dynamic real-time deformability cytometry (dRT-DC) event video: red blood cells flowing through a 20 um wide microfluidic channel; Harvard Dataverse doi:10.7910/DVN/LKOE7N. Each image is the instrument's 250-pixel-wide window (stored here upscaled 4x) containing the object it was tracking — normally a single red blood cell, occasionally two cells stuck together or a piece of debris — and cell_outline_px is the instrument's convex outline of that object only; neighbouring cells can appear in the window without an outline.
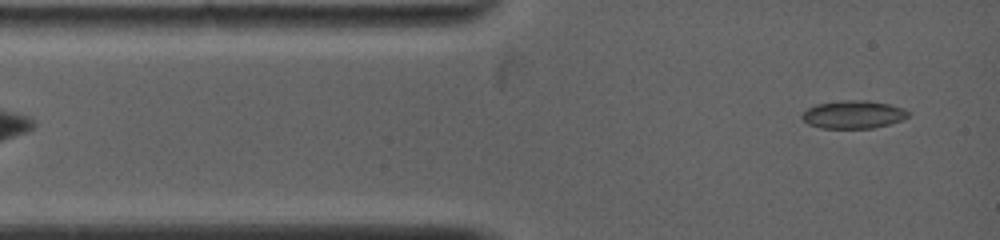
{"species": "common noctule bat (a hibernating species)", "species_latin": "Nyctalus noctula", "temperature_condition": "warm", "stored_images_in_passage": 7, "camera_frame_rate_fps": 5000, "um_per_image_px": 0.085, "animal": {"sex": "female", "body_mass_g": 19.0, "forearm_length_mm": 53.3}, "frame": {"image": 1, "passage_image": 1, "time_ms": 0.0, "image_size_px": [1000, 240], "cell_outline_px": [[912, 112], [908, 116], [900, 120], [888, 124], [872, 128], [820, 128], [808, 124], [800, 116], [808, 108], [816, 104], [840, 100], [868, 100], [888, 104], [904, 108]], "centroid_in_image_um": [72.53, 9.72], "position_along_channel_um": 12.5, "area_um2": 17.34}}
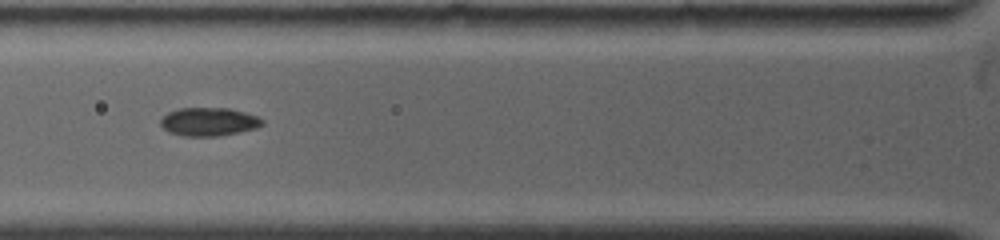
{"frame": {"image": 2, "passage_image": 6, "time_ms": 3.2, "image_size_px": [1000, 240], "cell_outline_px": [[264, 124], [256, 128], [220, 136], [184, 136], [168, 132], [160, 124], [160, 120], [168, 112], [180, 108], [228, 108], [244, 112], [256, 116], [264, 120]], "centroid_in_image_um": [17.74, 10.35], "position_along_channel_um": 108.1, "area_um2": 16.76}}
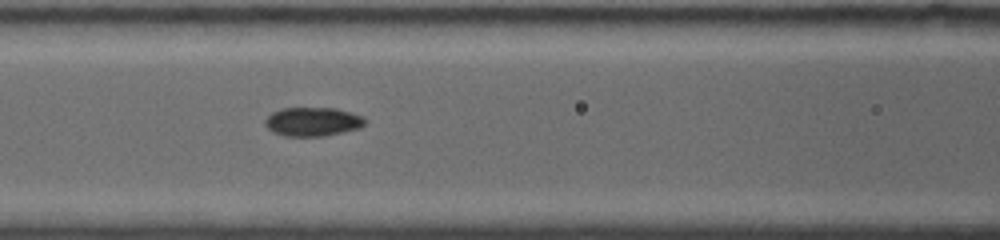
{"frame": {"image": 3, "passage_image": 7, "time_ms": 4.0, "image_size_px": [1000, 240], "cell_outline_px": [[364, 124], [360, 128], [324, 136], [284, 136], [272, 132], [264, 124], [264, 120], [272, 112], [280, 108], [336, 108], [364, 116]], "centroid_in_image_um": [26.55, 10.34], "position_along_channel_um": 140.1, "area_um2": 16.88}}